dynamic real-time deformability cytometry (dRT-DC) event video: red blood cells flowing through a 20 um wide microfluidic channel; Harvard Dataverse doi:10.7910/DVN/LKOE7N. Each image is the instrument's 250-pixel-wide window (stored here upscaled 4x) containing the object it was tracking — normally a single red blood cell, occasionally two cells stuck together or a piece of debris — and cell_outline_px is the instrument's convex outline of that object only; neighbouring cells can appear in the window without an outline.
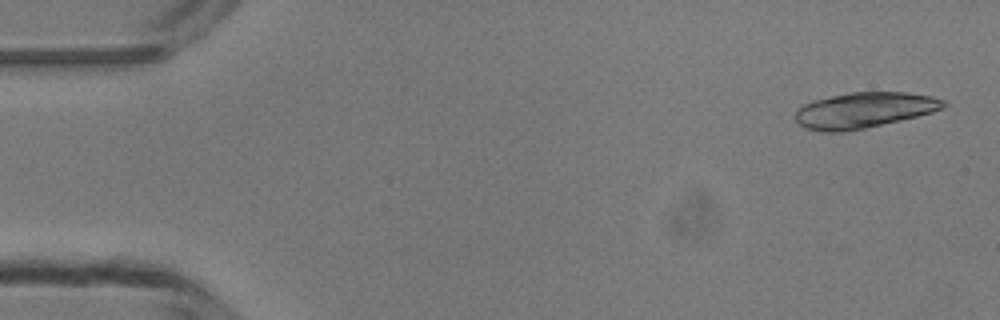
{"species": "common noctule bat (a hibernating species)", "species_latin": "Nyctalus noctula", "temperature_condition": "room temperature", "stored_images_in_passage": 16, "camera_frame_rate_fps": 3000, "um_per_image_px": 0.085, "animal": {"sex": "male", "body_mass_g": 13.3}, "frame": {"image": 1, "passage_image": 2, "time_ms": 0.333, "image_size_px": [1000, 320], "cell_outline_px": [[948, 104], [944, 108], [932, 112], [900, 120], [864, 128], [840, 132], [824, 132], [804, 128], [796, 120], [796, 108], [804, 104], [816, 100], [848, 92], [908, 92], [932, 96], [944, 100]], "centroid_in_image_um": [73.46, 9.36], "position_along_channel_um": 11.5, "area_um2": 30.63}}